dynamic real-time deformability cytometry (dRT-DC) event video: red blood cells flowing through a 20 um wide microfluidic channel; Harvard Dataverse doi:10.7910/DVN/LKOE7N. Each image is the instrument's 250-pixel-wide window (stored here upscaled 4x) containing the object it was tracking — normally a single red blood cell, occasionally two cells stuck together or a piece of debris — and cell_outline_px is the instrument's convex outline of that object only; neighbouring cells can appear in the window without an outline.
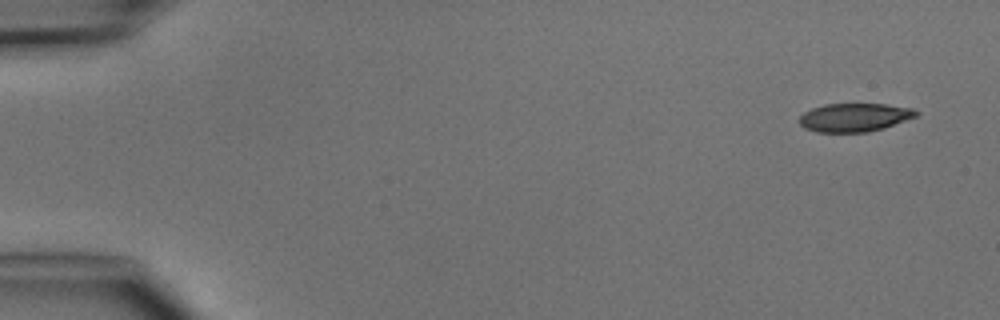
{"species": "common noctule bat (a hibernating species)", "species_latin": "Nyctalus noctula", "temperature_condition": "cold", "stored_images_in_passage": 5, "camera_frame_rate_fps": 3000, "um_per_image_px": 0.085, "animal": {"sex": "male", "body_mass_g": 15.6}, "frame": {"image": 1, "passage_image": 1, "time_ms": 0.0, "image_size_px": [1000, 320], "cell_outline_px": [[920, 112], [916, 116], [884, 128], [868, 132], [816, 132], [804, 128], [800, 124], [800, 116], [804, 112], [812, 108], [824, 104], [884, 104], [912, 108]], "centroid_in_image_um": [72.62, 9.98], "position_along_channel_um": 12.4, "area_um2": 19.31}}
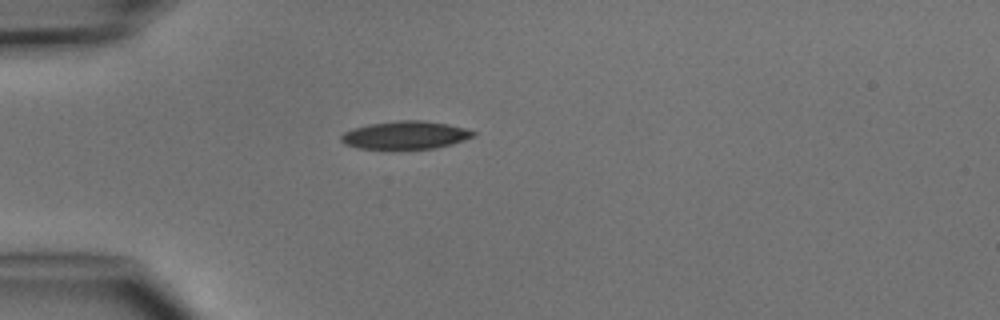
{"frame": {"image": 2, "passage_image": 4, "time_ms": 3.667, "image_size_px": [1000, 320], "cell_outline_px": [[476, 136], [452, 144], [436, 148], [400, 152], [392, 152], [356, 148], [344, 144], [340, 140], [340, 136], [344, 132], [356, 128], [372, 124], [400, 120], [420, 120], [448, 124], [464, 128], [476, 132]], "centroid_in_image_um": [34.44, 11.55], "position_along_channel_um": 50.6, "area_um2": 22.48}}